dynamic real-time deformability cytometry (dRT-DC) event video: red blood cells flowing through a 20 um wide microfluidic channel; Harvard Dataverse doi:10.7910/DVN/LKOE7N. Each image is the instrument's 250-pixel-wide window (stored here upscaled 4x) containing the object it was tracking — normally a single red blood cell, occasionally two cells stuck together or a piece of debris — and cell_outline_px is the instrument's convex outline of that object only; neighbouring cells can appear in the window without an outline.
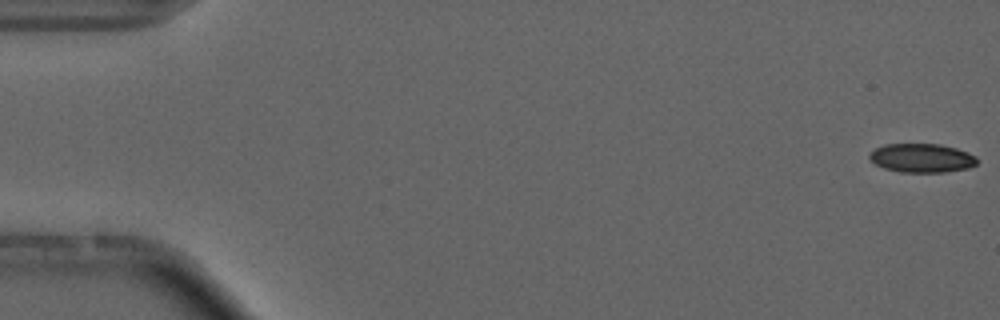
{"species": "common noctule bat (a hibernating species)", "species_latin": "Nyctalus noctula", "temperature_condition": "cold", "stored_images_in_passage": 8, "camera_frame_rate_fps": 3000, "um_per_image_px": 0.085, "animal": {"sex": "male", "forearm_length_mm": 52.5}, "frame": {"image": 1, "passage_image": 1, "time_ms": 0.0, "image_size_px": [1000, 320], "cell_outline_px": [[976, 164], [968, 168], [944, 172], [900, 172], [884, 168], [876, 164], [868, 156], [876, 148], [884, 144], [940, 144], [956, 148], [968, 152], [976, 156]], "centroid_in_image_um": [78.36, 13.43], "position_along_channel_um": 6.6, "area_um2": 17.98}}
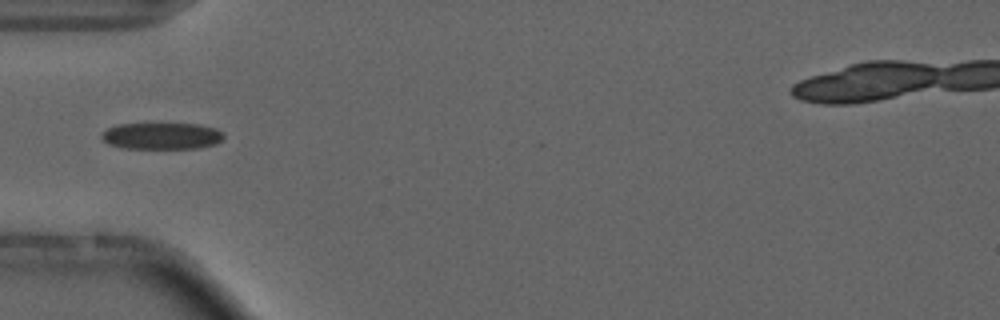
{"frame": {"image": 2, "passage_image": 5, "time_ms": 5.667, "image_size_px": [1000, 320], "cell_outline_px": [[224, 136], [216, 144], [196, 148], [124, 148], [108, 144], [100, 136], [100, 132], [116, 124], [200, 124], [216, 128], [224, 132]], "centroid_in_image_um": [13.74, 11.55], "position_along_channel_um": 71.3, "area_um2": 19.02}}